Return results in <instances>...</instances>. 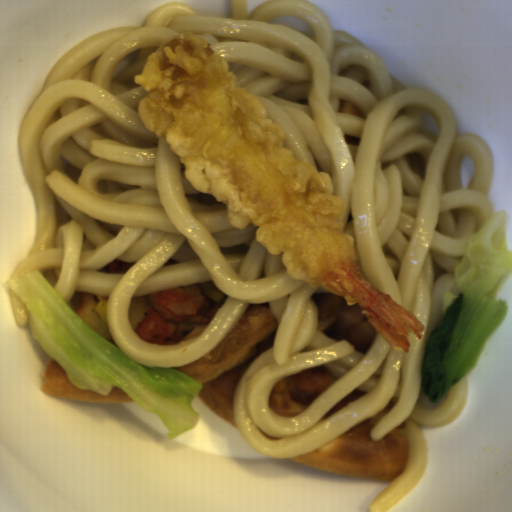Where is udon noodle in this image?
<instances>
[{"label": "udon noodle", "instance_id": "udon-noodle-1", "mask_svg": "<svg viewBox=\"0 0 512 512\" xmlns=\"http://www.w3.org/2000/svg\"><path fill=\"white\" fill-rule=\"evenodd\" d=\"M230 17L200 15L185 3L154 8L142 25L115 27L69 48L51 66L17 131L23 176L36 208L35 242L11 278L38 270L68 305L75 292L108 298L110 334L142 367L177 368L205 356L250 304H270L273 347L233 392L239 434L268 458L320 449L392 408L369 431L383 439L403 425L402 474L367 505L389 512L422 480L429 463L424 428L456 421L468 404V373L437 407L419 403L426 343L442 320L467 238L494 213L488 198L493 153L474 133L457 134L447 101L405 87L385 60L305 0H229ZM194 31L259 96L292 149L345 197L343 232L355 239L363 276L419 318L408 352H394L358 303L289 281L280 256L256 240L258 227H231L225 206L192 188L186 166L147 131L133 80L167 37ZM475 173L463 188L461 159ZM125 273L97 271L114 259ZM180 263L165 265L169 259ZM165 265V266H164ZM227 299L187 342L142 340L129 324L132 297L211 281ZM322 365L337 382L301 414L270 409L273 387Z\"/></svg>", "mask_w": 512, "mask_h": 512}, {"label": "udon noodle", "instance_id": "udon-noodle-2", "mask_svg": "<svg viewBox=\"0 0 512 512\" xmlns=\"http://www.w3.org/2000/svg\"><path fill=\"white\" fill-rule=\"evenodd\" d=\"M9 298L12 308V314L15 325L20 327L26 326L30 321V312L22 300L9 287Z\"/></svg>", "mask_w": 512, "mask_h": 512}]
</instances>
